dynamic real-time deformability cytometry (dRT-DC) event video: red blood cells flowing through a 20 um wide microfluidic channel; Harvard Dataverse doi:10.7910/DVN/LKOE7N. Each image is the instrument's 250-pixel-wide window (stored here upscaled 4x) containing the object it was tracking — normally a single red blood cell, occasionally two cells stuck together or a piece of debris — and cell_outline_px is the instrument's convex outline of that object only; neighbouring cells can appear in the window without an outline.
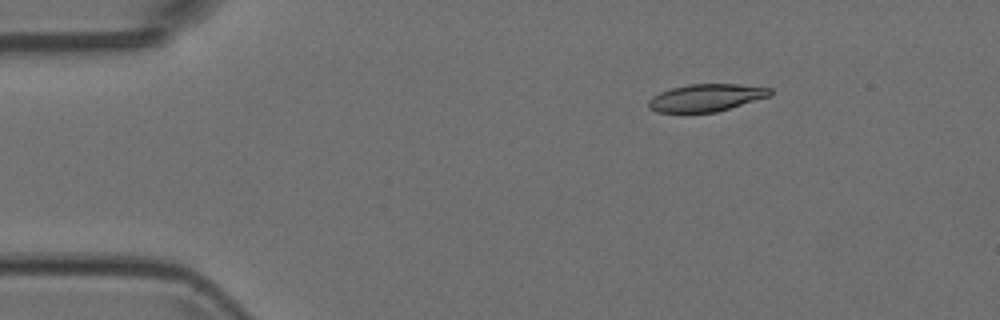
{"species": "Egyptian fruit bat (a non-hibernating species)", "species_latin": "Rousettus aegyptiacus", "temperature_condition": "room temperature", "stored_images_in_passage": 3, "camera_frame_rate_fps": 3000, "um_per_image_px": 0.085, "animal": {"sex": "female"}, "frame": {"image": 1, "passage_image": 2, "time_ms": 0.333, "image_size_px": [1000, 320], "cell_outline_px": [[772, 92], [768, 96], [716, 112], [656, 112], [648, 108], [648, 100], [652, 96], [660, 92], [672, 88], [688, 84], [736, 84], [772, 88]], "centroid_in_image_um": [59.97, 8.3], "position_along_channel_um": 25.0, "area_um2": 19.19}}